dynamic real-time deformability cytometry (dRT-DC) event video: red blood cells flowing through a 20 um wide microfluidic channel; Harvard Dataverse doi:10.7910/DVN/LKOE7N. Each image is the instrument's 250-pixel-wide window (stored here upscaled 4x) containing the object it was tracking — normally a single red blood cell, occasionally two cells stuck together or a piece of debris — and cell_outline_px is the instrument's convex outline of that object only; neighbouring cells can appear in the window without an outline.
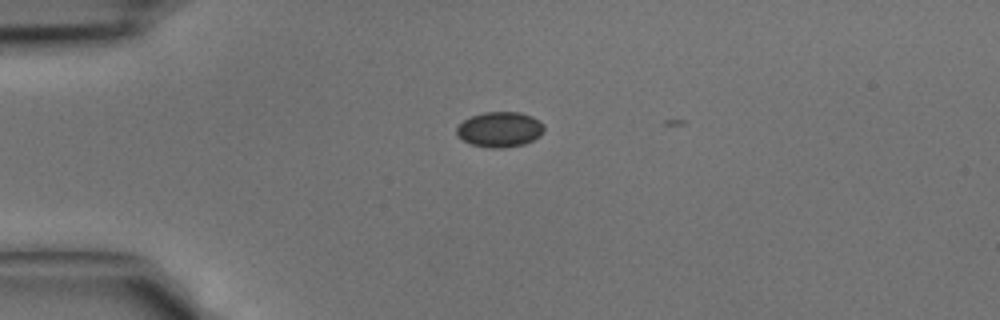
{"species": "common noctule bat (a hibernating species)", "species_latin": "Nyctalus noctula", "temperature_condition": "cold", "stored_images_in_passage": 2, "camera_frame_rate_fps": 3000, "um_per_image_px": 0.085, "animal": {"sex": "male", "body_mass_g": 15.6}, "frame": {"image": 1, "passage_image": 1, "time_ms": 0.0, "image_size_px": [1000, 320], "cell_outline_px": [[544, 132], [540, 136], [524, 144], [504, 148], [488, 148], [472, 144], [464, 140], [456, 132], [456, 128], [464, 120], [472, 116], [484, 112], [520, 112], [532, 116], [540, 120], [544, 124]], "centroid_in_image_um": [42.53, 11.0], "position_along_channel_um": 42.5, "area_um2": 17.98}}